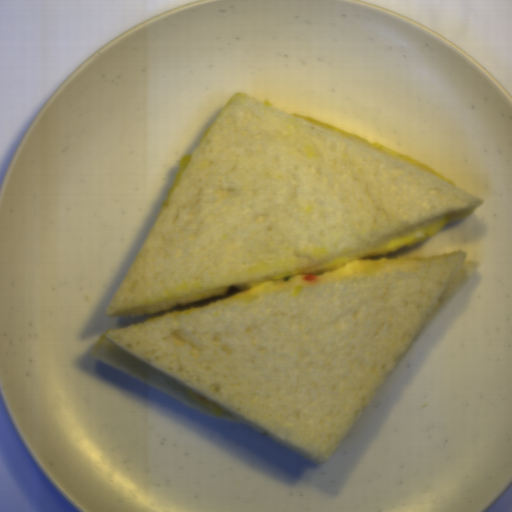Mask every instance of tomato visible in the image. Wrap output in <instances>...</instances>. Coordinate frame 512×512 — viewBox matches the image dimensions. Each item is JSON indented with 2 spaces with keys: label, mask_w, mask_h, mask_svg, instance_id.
Returning <instances> with one entry per match:
<instances>
[{
  "label": "tomato",
  "mask_w": 512,
  "mask_h": 512,
  "mask_svg": "<svg viewBox=\"0 0 512 512\" xmlns=\"http://www.w3.org/2000/svg\"><path fill=\"white\" fill-rule=\"evenodd\" d=\"M315 279H316L315 274H308V275L304 276V280H306L308 282L315 281Z\"/></svg>",
  "instance_id": "obj_1"
}]
</instances>
